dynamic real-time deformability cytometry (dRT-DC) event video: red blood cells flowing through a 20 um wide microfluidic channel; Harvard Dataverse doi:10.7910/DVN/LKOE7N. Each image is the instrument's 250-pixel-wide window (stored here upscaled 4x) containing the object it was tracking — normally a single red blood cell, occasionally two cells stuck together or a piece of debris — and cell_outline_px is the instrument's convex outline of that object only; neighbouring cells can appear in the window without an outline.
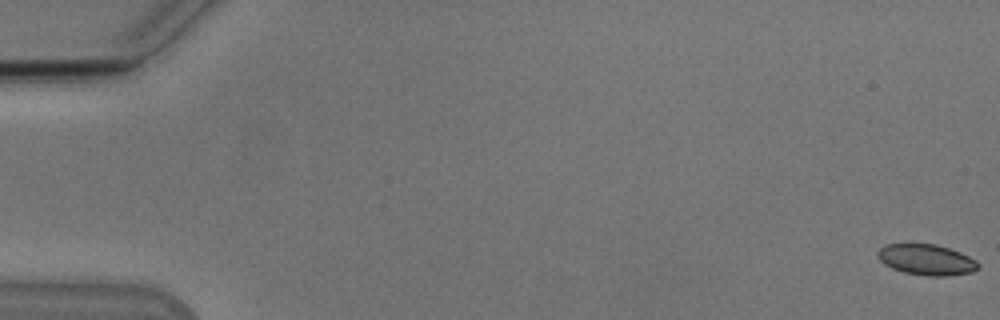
{"species": "Egyptian fruit bat (a non-hibernating species)", "species_latin": "Rousettus aegyptiacus", "temperature_condition": "cold", "stored_images_in_passage": 54, "camera_frame_rate_fps": 3000, "um_per_image_px": 0.085, "animal": {"sex": "male"}, "frame": {"image": 1, "passage_image": 1, "time_ms": 0.0, "image_size_px": [1000, 320], "cell_outline_px": [[980, 264], [972, 272], [944, 276], [928, 276], [904, 272], [892, 268], [884, 264], [876, 256], [876, 252], [884, 244], [908, 240], [912, 240], [936, 244], [960, 252], [976, 260]], "centroid_in_image_um": [78.66, 22.0], "position_along_channel_um": 6.3, "area_um2": 18.79}}
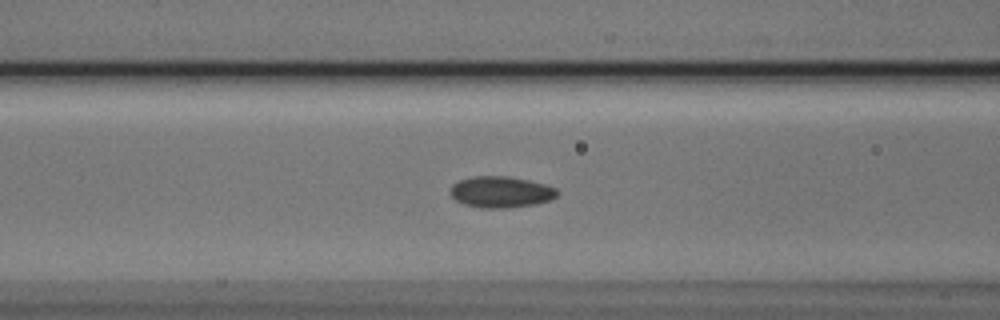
{"frame": {"image": 2, "passage_image": 23, "time_ms": 7.333, "image_size_px": [1000, 320], "cell_outline_px": [[560, 192], [556, 196], [548, 200], [536, 204], [508, 208], [480, 208], [464, 204], [456, 200], [448, 192], [452, 184], [460, 180], [472, 176], [508, 176], [528, 180], [544, 184], [556, 188]], "centroid_in_image_um": [42.55, 16.32], "position_along_channel_um": 124.0, "area_um2": 19.59}}
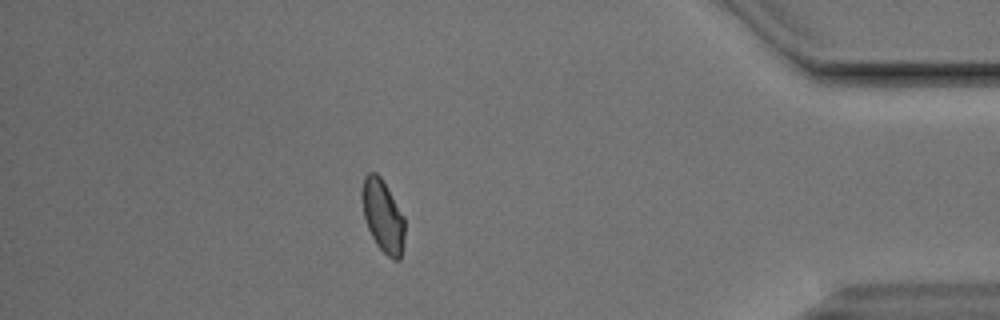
{"frame": {"image": 3, "passage_image": 48, "time_ms": 15.667, "image_size_px": [1000, 320], "cell_outline_px": [[404, 236], [400, 260], [392, 260], [376, 244], [368, 228], [364, 216], [360, 196], [360, 192], [364, 176], [368, 172], [376, 172], [380, 176], [404, 216]], "centroid_in_image_um": [32.52, 18.33], "position_along_channel_um": 402.7, "area_um2": 18.03}, "authors_computed_cell_mechanics": {"area_um2": 18.4671, "velocity_mm_per_s": 3.8302, "shape_relaxation_time_tau1_ms": 4.5781, "shape_relaxation_time_tau2_ms": 1.8023, "deformation_change_tau1": 0.0746, "deformation_change_tau2": 0.0487}}